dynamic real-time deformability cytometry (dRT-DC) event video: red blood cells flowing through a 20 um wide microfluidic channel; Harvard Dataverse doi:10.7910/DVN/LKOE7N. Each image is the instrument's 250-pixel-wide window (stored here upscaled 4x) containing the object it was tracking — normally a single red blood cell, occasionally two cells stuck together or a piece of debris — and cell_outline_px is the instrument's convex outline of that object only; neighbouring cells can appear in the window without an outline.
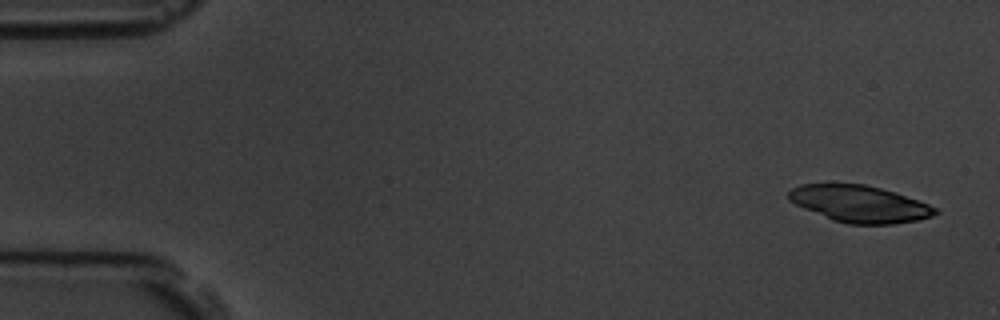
{"species": "common noctule bat (a hibernating species)", "species_latin": "Nyctalus noctula", "temperature_condition": "room temperature", "stored_images_in_passage": 5, "camera_frame_rate_fps": 3000, "um_per_image_px": 0.085, "animal": {"sex": "male", "body_mass_g": 19.5, "forearm_length_mm": 54.6}, "frame": {"image": 1, "passage_image": 1, "time_ms": 0.0, "image_size_px": [1000, 320], "cell_outline_px": [[940, 212], [932, 216], [916, 220], [892, 224], [848, 224], [832, 220], [804, 208], [788, 200], [788, 192], [792, 188], [800, 184], [864, 184], [896, 192], [928, 204], [936, 208]], "centroid_in_image_um": [73.06, 17.33], "position_along_channel_um": 11.9, "area_um2": 31.27}}